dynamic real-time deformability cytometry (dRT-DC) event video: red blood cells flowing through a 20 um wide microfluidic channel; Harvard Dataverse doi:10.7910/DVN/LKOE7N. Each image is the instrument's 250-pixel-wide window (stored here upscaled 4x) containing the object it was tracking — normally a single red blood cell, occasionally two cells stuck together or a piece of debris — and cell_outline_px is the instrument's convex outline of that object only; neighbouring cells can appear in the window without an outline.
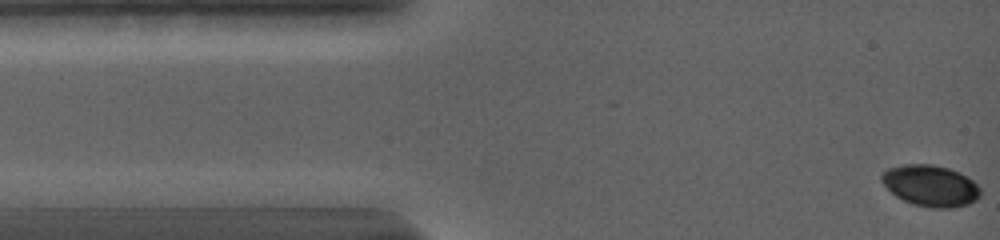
{"species": "common noctule bat (a hibernating species)", "species_latin": "Nyctalus noctula", "temperature_condition": "warm", "stored_images_in_passage": 60, "camera_frame_rate_fps": 5000, "um_per_image_px": 0.085, "animal": {"sex": "female", "body_mass_g": 19.0, "forearm_length_mm": 56.7}, "frame": {"image": 1, "passage_image": 1, "time_ms": 0.0, "image_size_px": [1000, 240], "cell_outline_px": [[980, 196], [976, 200], [968, 204], [952, 208], [928, 208], [912, 204], [896, 196], [880, 180], [880, 176], [888, 168], [904, 164], [932, 164], [948, 168], [960, 172], [972, 180], [980, 188]], "centroid_in_image_um": [79.1, 15.79], "position_along_channel_um": 5.9, "area_um2": 23.81}}
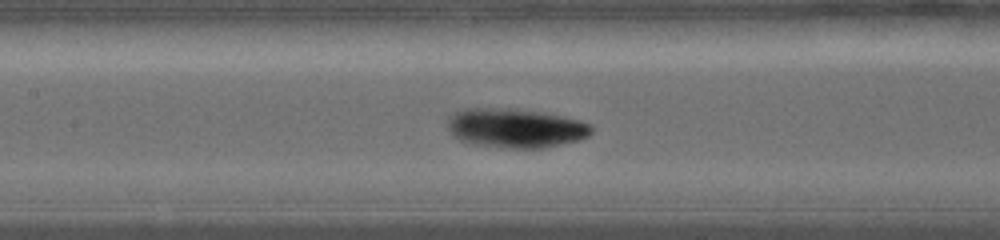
{"frame": {"image": 2, "passage_image": 27, "time_ms": 6.4, "image_size_px": [1000, 240], "cell_outline_px": [[592, 132], [588, 136], [580, 140], [544, 148], [508, 148], [476, 144], [460, 140], [452, 136], [448, 128], [448, 116], [464, 108], [516, 108], [544, 112], [580, 120], [588, 124], [592, 128]], "centroid_in_image_um": [43.81, 10.87], "position_along_channel_um": 163.6, "area_um2": 33.12}}
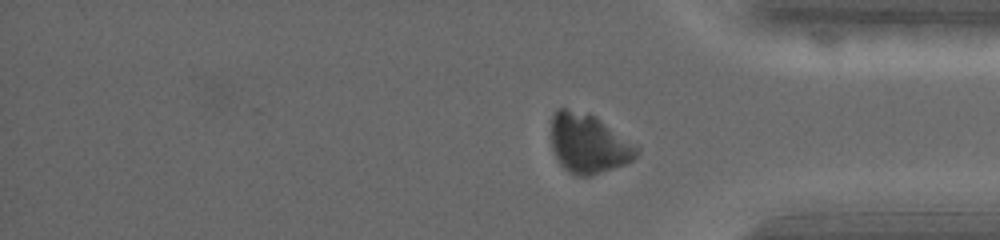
{"frame": {"image": 3, "passage_image": 52, "time_ms": 12.6, "image_size_px": [1000, 240], "cell_outline_px": [[640, 152], [636, 160], [592, 176], [576, 176], [568, 172], [560, 164], [552, 152], [552, 116], [556, 108], [564, 108], [596, 116], [636, 144], [640, 148]], "centroid_in_image_um": [50.05, 12.23], "position_along_channel_um": 385.1, "area_um2": 30.0}, "authors_computed_cell_mechanics": {"area_um2": 29.8537, "velocity_mm_per_s": 3.6747, "shape_relaxation_time_tau1_ms": null, "shape_relaxation_time_tau2_ms": 3.2118, "deformation_change_tau1": null, "deformation_change_tau2": 0.0748}}